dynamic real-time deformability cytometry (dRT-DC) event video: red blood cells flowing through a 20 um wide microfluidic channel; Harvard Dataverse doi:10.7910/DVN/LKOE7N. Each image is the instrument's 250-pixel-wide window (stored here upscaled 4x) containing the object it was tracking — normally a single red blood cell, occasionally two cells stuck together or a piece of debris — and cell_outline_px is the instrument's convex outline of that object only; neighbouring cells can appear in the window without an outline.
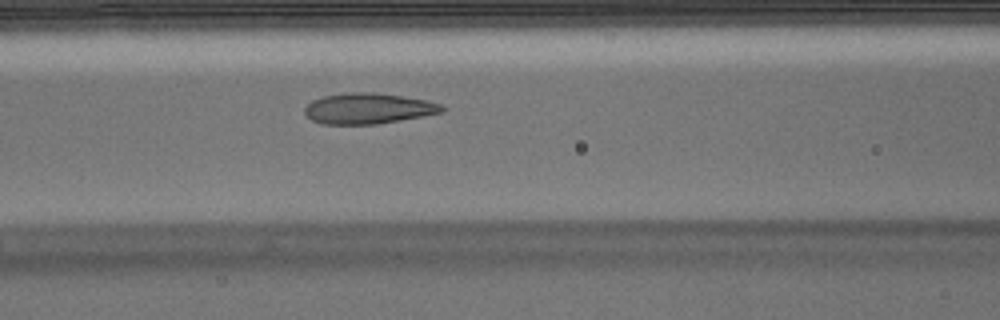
{"species": "Egyptian fruit bat (a non-hibernating species)", "species_latin": "Rousettus aegyptiacus", "temperature_condition": "warm", "stored_images_in_passage": 38, "camera_frame_rate_fps": 3000, "um_per_image_px": 0.085, "animal": {"sex": "male"}, "frame": {"image": 1, "passage_image": 8, "time_ms": 2.333, "image_size_px": [1000, 320], "cell_outline_px": [[448, 108], [444, 112], [400, 120], [376, 124], [320, 124], [312, 120], [304, 112], [304, 108], [312, 100], [324, 96], [344, 92], [372, 92], [428, 100], [440, 104]], "centroid_in_image_um": [31.3, 9.22], "position_along_channel_um": 135.3, "area_um2": 24.62}}
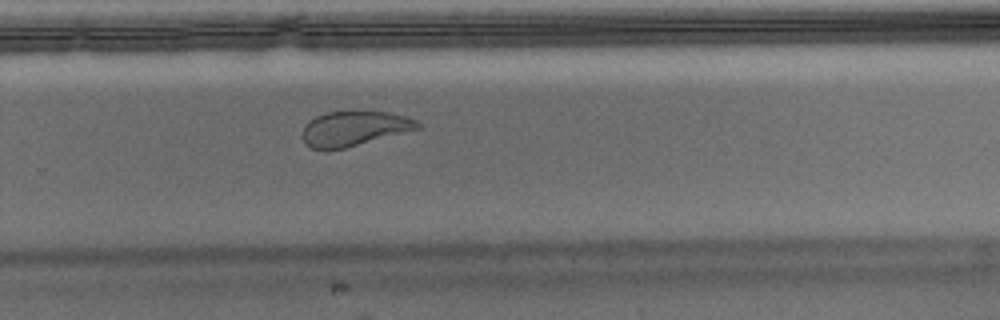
{"frame": {"image": 2, "passage_image": 21, "time_ms": 6.667, "image_size_px": [1000, 320], "cell_outline_px": [[420, 128], [344, 148], [312, 148], [304, 144], [304, 128], [308, 120], [316, 116], [328, 112], [388, 112], [408, 116], [416, 120], [420, 124]], "centroid_in_image_um": [30.12, 10.91], "position_along_channel_um": 299.7, "area_um2": 22.77}}
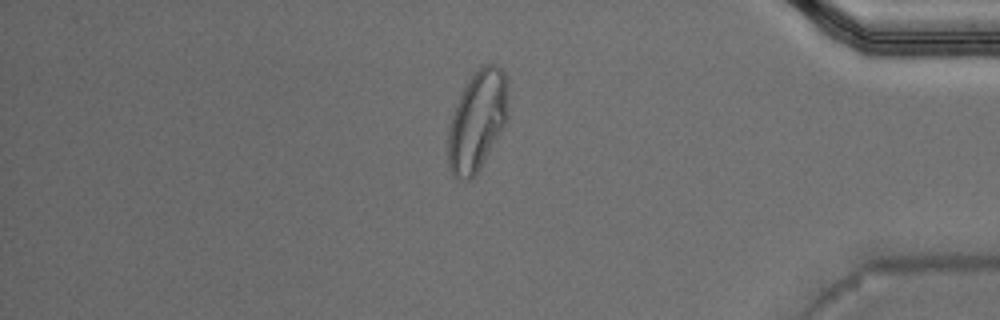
{"frame": {"image": 3, "passage_image": 31, "time_ms": 10.0, "image_size_px": [1000, 320], "cell_outline_px": [[508, 120], [480, 168], [472, 180], [456, 180], [452, 176], [448, 168], [448, 132], [452, 116], [456, 104], [464, 88], [472, 76], [484, 64], [496, 64], [504, 72], [508, 80]], "centroid_in_image_um": [40.58, 10.31], "position_along_channel_um": 394.6, "area_um2": 35.32}, "authors_computed_cell_mechanics": {"area_um2": 25.3164, "velocity_mm_per_s": 3.803, "shape_relaxation_time_tau1_ms": null, "shape_relaxation_time_tau2_ms": 1.2182, "deformation_change_tau1": null, "deformation_change_tau2": 0.0816}}